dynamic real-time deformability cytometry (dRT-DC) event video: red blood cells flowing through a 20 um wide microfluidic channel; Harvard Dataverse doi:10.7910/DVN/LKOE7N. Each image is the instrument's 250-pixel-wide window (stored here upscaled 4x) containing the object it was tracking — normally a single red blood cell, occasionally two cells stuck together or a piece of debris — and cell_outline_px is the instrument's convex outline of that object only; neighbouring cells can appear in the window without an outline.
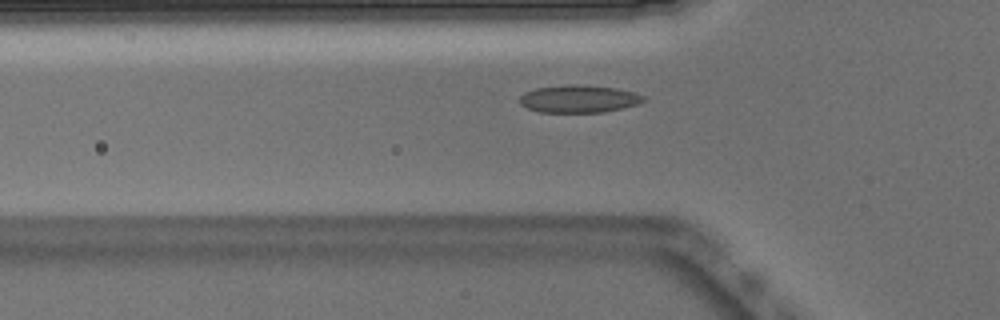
{"species": "Egyptian fruit bat (a non-hibernating species)", "species_latin": "Rousettus aegyptiacus", "temperature_condition": "warm", "stored_images_in_passage": 29, "camera_frame_rate_fps": 3000, "um_per_image_px": 0.085, "animal": {"sex": "male"}, "frame": {"image": 1, "passage_image": 3, "time_ms": 0.667, "image_size_px": [1000, 320], "cell_outline_px": [[644, 100], [640, 104], [604, 112], [540, 112], [528, 108], [520, 104], [520, 96], [524, 92], [536, 88], [572, 84], [584, 84], [616, 88], [632, 92], [644, 96]], "centroid_in_image_um": [49.2, 8.4], "position_along_channel_um": 76.6, "area_um2": 19.88}}
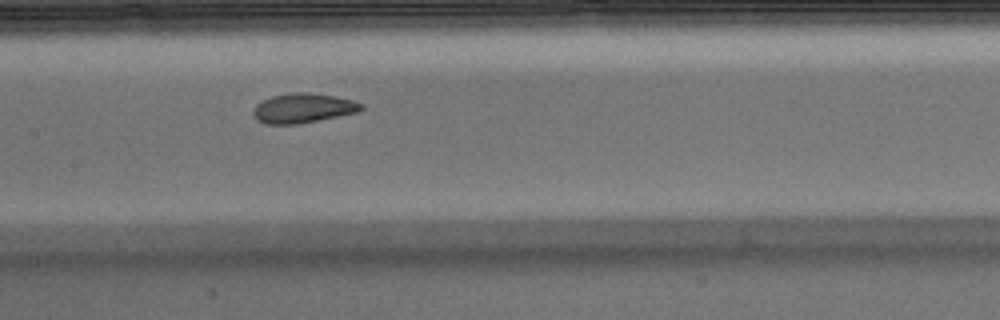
{"frame": {"image": 2, "passage_image": 11, "time_ms": 3.333, "image_size_px": [1000, 320], "cell_outline_px": [[364, 108], [356, 112], [300, 124], [264, 124], [256, 120], [252, 112], [252, 108], [256, 104], [272, 96], [288, 92], [308, 92], [336, 96], [352, 100], [364, 104]], "centroid_in_image_um": [25.72, 9.19], "position_along_channel_um": 181.7, "area_um2": 18.79}}
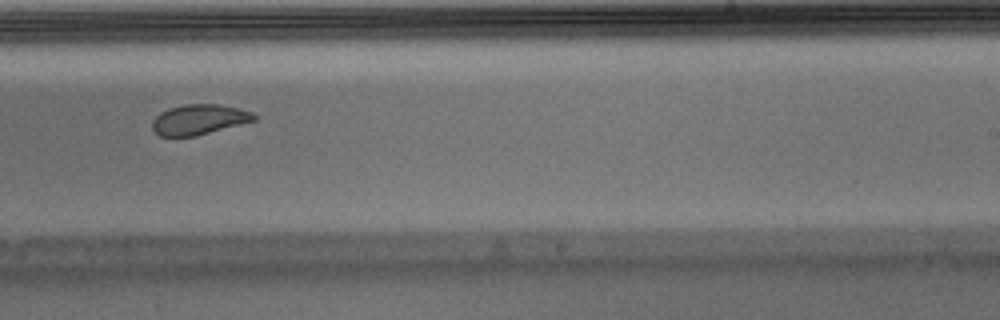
{"frame": {"image": 3, "passage_image": 18, "time_ms": 5.667, "image_size_px": [1000, 320], "cell_outline_px": [[256, 120], [196, 136], [160, 136], [152, 128], [152, 120], [160, 112], [168, 108], [184, 104], [216, 104], [236, 108], [252, 112], [256, 116]], "centroid_in_image_um": [16.89, 10.16], "position_along_channel_um": 272.1, "area_um2": 17.8}, "authors_computed_cell_mechanics": {"area_um2": 18.6694, "velocity_mm_per_s": 3.8956, "shape_relaxation_time_tau1_ms": 6.0211, "shape_relaxation_time_tau2_ms": 0.9191, "deformation_change_tau1": 0.1633, "deformation_change_tau2": 0.0577}}